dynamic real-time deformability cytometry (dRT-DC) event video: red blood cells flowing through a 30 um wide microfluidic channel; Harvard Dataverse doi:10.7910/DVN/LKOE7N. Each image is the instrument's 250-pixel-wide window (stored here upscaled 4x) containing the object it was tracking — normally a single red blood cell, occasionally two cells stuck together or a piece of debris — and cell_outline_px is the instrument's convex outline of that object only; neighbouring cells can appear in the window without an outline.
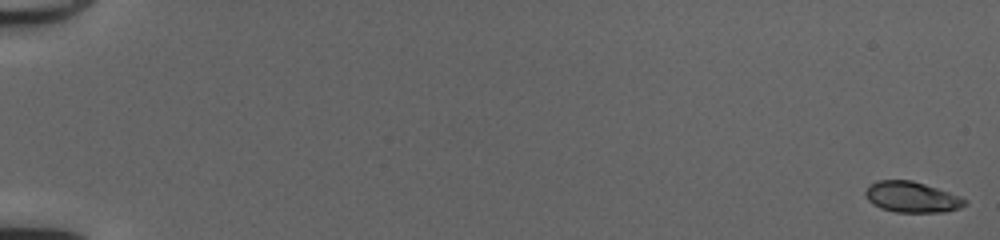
{"species": "common noctule bat (a hibernating species)", "species_latin": "Nyctalus noctula", "temperature_condition": "cold", "stored_images_in_passage": 13, "camera_frame_rate_fps": 3000, "um_per_image_px": 0.085, "animal": {"sex": "female", "body_mass_g": 20.0, "forearm_length_mm": 54.0}, "frame": {"image": 1, "passage_image": 1, "time_ms": 0.0, "image_size_px": [1000, 240], "cell_outline_px": [[968, 204], [960, 208], [944, 212], [896, 212], [880, 208], [872, 204], [864, 196], [864, 192], [872, 184], [880, 180], [912, 180], [960, 196], [968, 200]], "centroid_in_image_um": [77.52, 16.76], "position_along_channel_um": 7.5, "area_um2": 17.8}}